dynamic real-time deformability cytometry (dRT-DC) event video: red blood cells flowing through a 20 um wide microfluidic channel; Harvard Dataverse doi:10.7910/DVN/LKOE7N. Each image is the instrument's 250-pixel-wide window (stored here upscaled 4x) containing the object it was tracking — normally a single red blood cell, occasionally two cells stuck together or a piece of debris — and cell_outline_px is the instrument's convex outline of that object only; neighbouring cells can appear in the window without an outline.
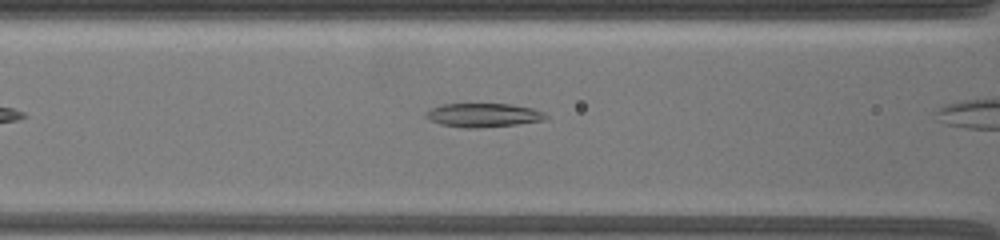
{"species": "common noctule bat (a hibernating species)", "species_latin": "Nyctalus noctula", "temperature_condition": "warm", "stored_images_in_passage": 10, "camera_frame_rate_fps": 3000, "um_per_image_px": 0.085, "animal": {"sex": "female", "body_mass_g": 19.5, "forearm_length_mm": 54.1}, "frame": {"image": 1, "passage_image": 4, "time_ms": 0.667, "image_size_px": [1000, 240], "cell_outline_px": [[548, 116], [544, 120], [516, 124], [476, 128], [464, 128], [440, 124], [424, 116], [424, 112], [428, 108], [440, 104], [512, 104], [532, 108], [544, 112]], "centroid_in_image_um": [41.03, 9.78], "position_along_channel_um": 125.6, "area_um2": 16.7}}
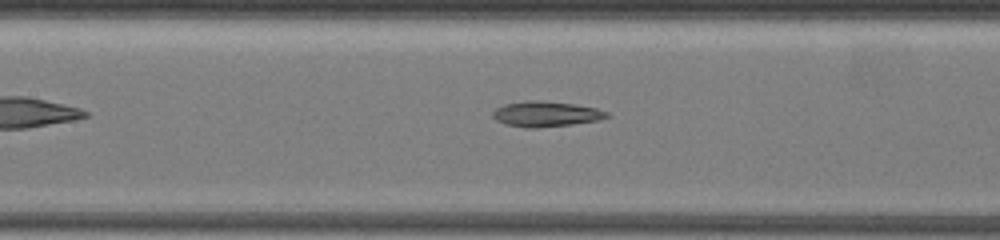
{"frame": {"image": 2, "passage_image": 7, "time_ms": 1.667, "image_size_px": [1000, 240], "cell_outline_px": [[612, 116], [596, 120], [572, 124], [536, 128], [524, 128], [504, 124], [496, 120], [492, 116], [492, 112], [496, 108], [504, 104], [524, 100], [540, 100], [572, 104], [596, 108], [608, 112]], "centroid_in_image_um": [46.36, 9.69], "position_along_channel_um": 161.0, "area_um2": 16.94}}